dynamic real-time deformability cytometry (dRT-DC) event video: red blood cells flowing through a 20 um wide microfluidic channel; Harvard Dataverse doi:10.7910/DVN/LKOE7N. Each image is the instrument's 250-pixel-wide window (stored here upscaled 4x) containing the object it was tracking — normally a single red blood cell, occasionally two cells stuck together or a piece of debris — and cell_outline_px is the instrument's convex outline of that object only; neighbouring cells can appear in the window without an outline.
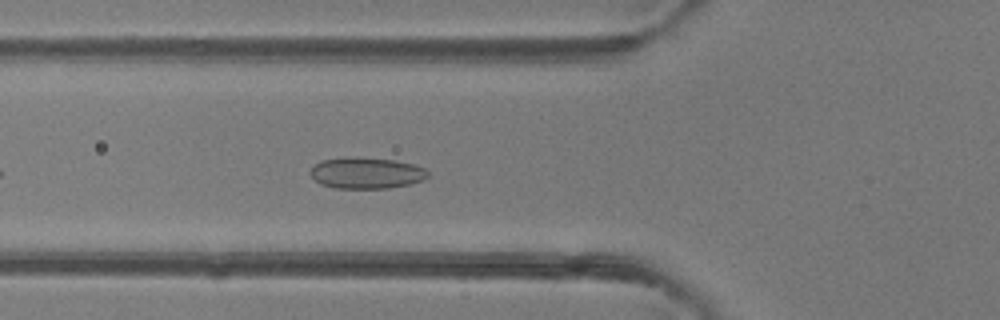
{"species": "common noctule bat (a hibernating species)", "species_latin": "Nyctalus noctula", "temperature_condition": "room temperature", "stored_images_in_passage": 30, "camera_frame_rate_fps": 3000, "um_per_image_px": 0.085, "animal": {"sex": "female"}, "frame": {"image": 1, "passage_image": 6, "time_ms": 1.667, "image_size_px": [1000, 320], "cell_outline_px": [[428, 176], [420, 180], [408, 184], [388, 188], [336, 188], [320, 184], [308, 172], [320, 160], [344, 156], [352, 156], [392, 160], [412, 164], [424, 168], [428, 172]], "centroid_in_image_um": [31.08, 14.69], "position_along_channel_um": 94.7, "area_um2": 21.33}}
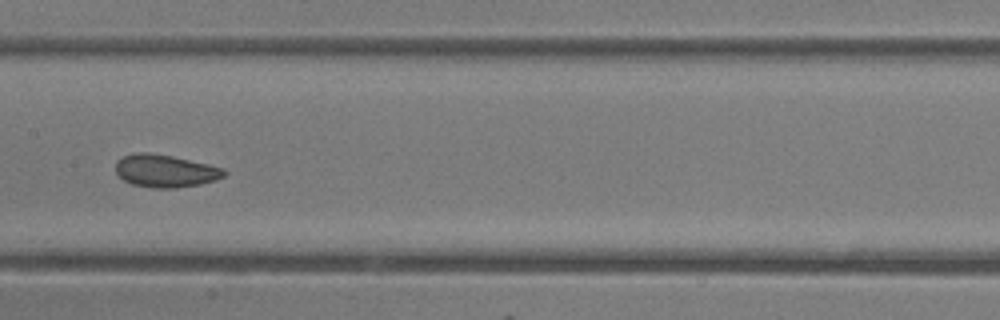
{"frame": {"image": 2, "passage_image": 13, "time_ms": 4.0, "image_size_px": [1000, 320], "cell_outline_px": [[228, 172], [224, 176], [216, 180], [200, 184], [176, 188], [152, 188], [132, 184], [124, 180], [116, 172], [116, 160], [124, 156], [136, 152], [148, 152], [172, 156], [208, 164], [224, 168]], "centroid_in_image_um": [14.06, 14.53], "position_along_channel_um": 193.3, "area_um2": 20.69}}
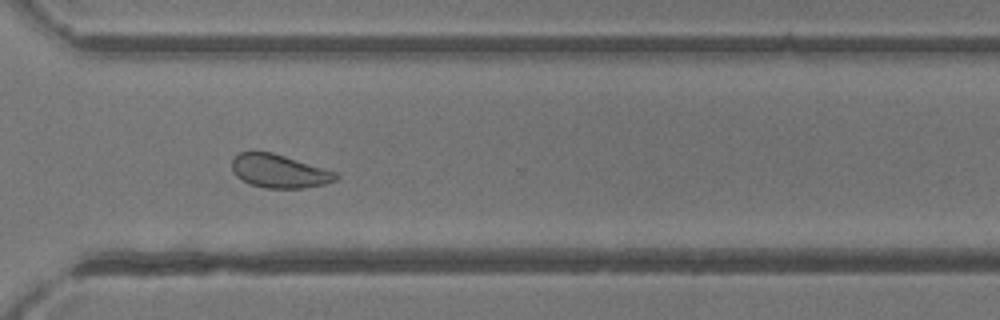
{"frame": {"image": 3, "passage_image": 24, "time_ms": 7.667, "image_size_px": [1000, 320], "cell_outline_px": [[340, 176], [336, 180], [324, 184], [304, 188], [264, 188], [248, 184], [240, 180], [232, 172], [232, 160], [240, 152], [272, 152], [336, 172]], "centroid_in_image_um": [23.71, 14.56], "position_along_channel_um": 346.9, "area_um2": 20.23}, "authors_computed_cell_mechanics": {"area_um2": 20.8369, "velocity_mm_per_s": 4.2018, "shape_relaxation_time_tau1_ms": 3.1685, "shape_relaxation_time_tau2_ms": 1.3625, "deformation_change_tau1": 0.074, "deformation_change_tau2": 0.0694}}